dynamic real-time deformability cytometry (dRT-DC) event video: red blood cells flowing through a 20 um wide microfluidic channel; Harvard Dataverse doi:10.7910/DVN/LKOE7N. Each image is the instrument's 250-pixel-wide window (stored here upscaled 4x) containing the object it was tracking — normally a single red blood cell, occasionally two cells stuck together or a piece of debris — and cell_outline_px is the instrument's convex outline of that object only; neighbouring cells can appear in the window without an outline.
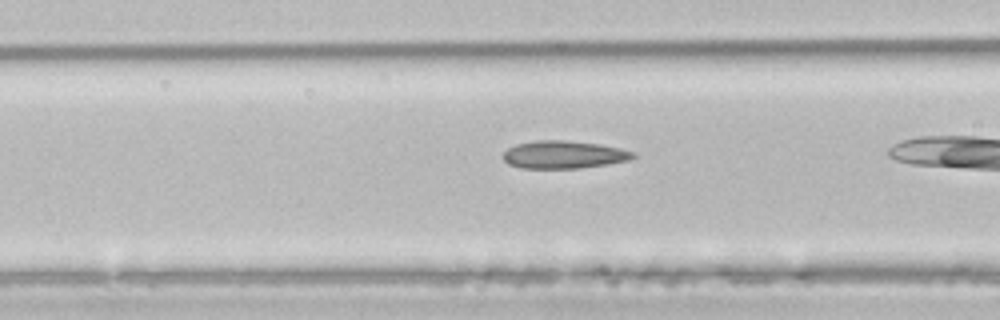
{"species": "common noctule bat (a hibernating species)", "species_latin": "Nyctalus noctula", "temperature_condition": "room temperature", "stored_images_in_passage": 33, "camera_frame_rate_fps": 3000, "um_per_image_px": 0.085, "animal": {"sex": "male", "body_mass_g": 21.5, "forearm_length_mm": 52.0}, "frame": {"image": 1, "passage_image": 12, "time_ms": 3.667, "image_size_px": [1000, 320], "cell_outline_px": [[636, 156], [628, 160], [608, 164], [580, 168], [520, 168], [508, 164], [504, 160], [504, 152], [508, 148], [516, 144], [536, 140], [564, 140], [600, 144], [620, 148], [636, 152]], "centroid_in_image_um": [47.93, 13.14], "position_along_channel_um": 118.7, "area_um2": 21.04}}
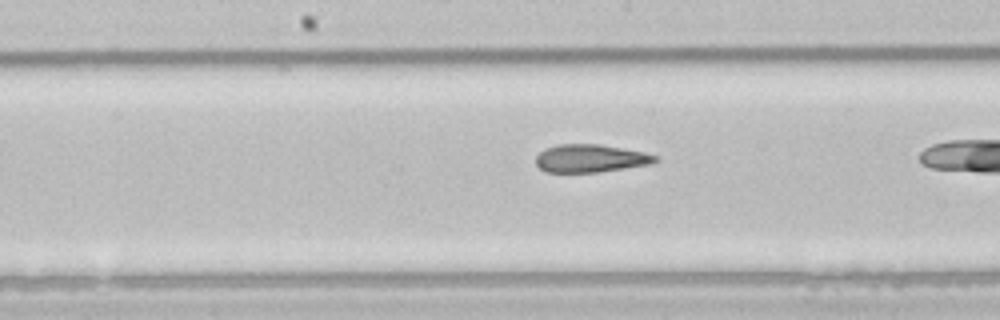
{"frame": {"image": 2, "passage_image": 18, "time_ms": 5.667, "image_size_px": [1000, 320], "cell_outline_px": [[660, 160], [652, 164], [596, 172], [544, 172], [536, 164], [536, 156], [544, 148], [556, 144], [600, 144], [644, 152], [660, 156]], "centroid_in_image_um": [50.2, 13.45], "position_along_channel_um": 198.0, "area_um2": 19.59}}
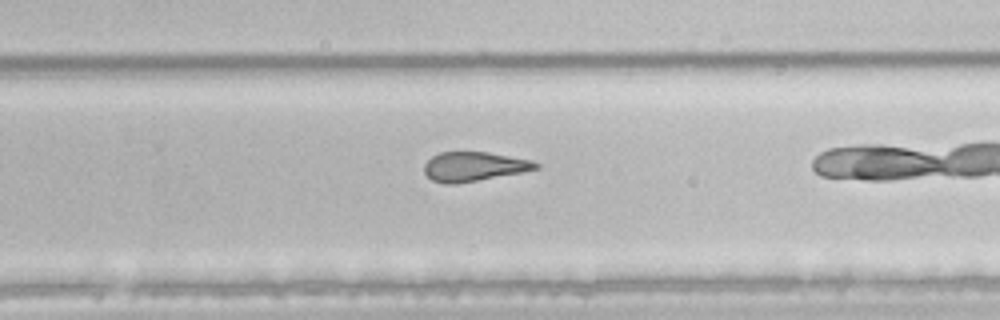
{"frame": {"image": 3, "passage_image": 25, "time_ms": 8.0, "image_size_px": [1000, 320], "cell_outline_px": [[540, 168], [520, 172], [456, 184], [444, 184], [432, 180], [424, 172], [424, 164], [432, 156], [440, 152], [488, 152], [532, 160], [540, 164]], "centroid_in_image_um": [40.27, 14.15], "position_along_channel_um": 289.5, "area_um2": 18.96}}